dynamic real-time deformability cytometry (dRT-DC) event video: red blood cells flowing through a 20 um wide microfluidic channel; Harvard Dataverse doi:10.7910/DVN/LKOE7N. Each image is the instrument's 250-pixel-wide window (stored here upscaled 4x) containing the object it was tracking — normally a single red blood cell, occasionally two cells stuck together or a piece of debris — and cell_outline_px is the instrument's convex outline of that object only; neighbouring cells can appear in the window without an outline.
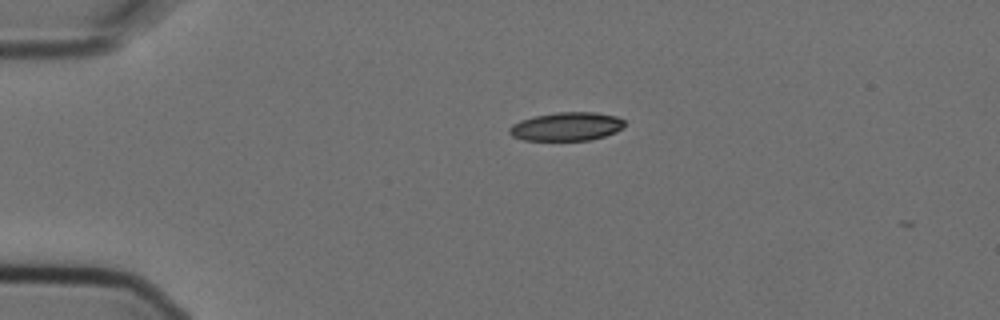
{"species": "Egyptian fruit bat (a non-hibernating species)", "species_latin": "Rousettus aegyptiacus", "temperature_condition": "cold", "stored_images_in_passage": 2, "camera_frame_rate_fps": 3000, "um_per_image_px": 0.085, "animal": {"sex": "female"}, "frame": {"image": 1, "passage_image": 1, "time_ms": 0.0, "image_size_px": [1000, 320], "cell_outline_px": [[624, 128], [616, 132], [592, 140], [524, 140], [512, 136], [508, 132], [508, 128], [512, 124], [520, 120], [536, 116], [556, 112], [596, 112], [616, 116], [624, 120]], "centroid_in_image_um": [48.16, 10.75], "position_along_channel_um": 36.8, "area_um2": 19.25}}